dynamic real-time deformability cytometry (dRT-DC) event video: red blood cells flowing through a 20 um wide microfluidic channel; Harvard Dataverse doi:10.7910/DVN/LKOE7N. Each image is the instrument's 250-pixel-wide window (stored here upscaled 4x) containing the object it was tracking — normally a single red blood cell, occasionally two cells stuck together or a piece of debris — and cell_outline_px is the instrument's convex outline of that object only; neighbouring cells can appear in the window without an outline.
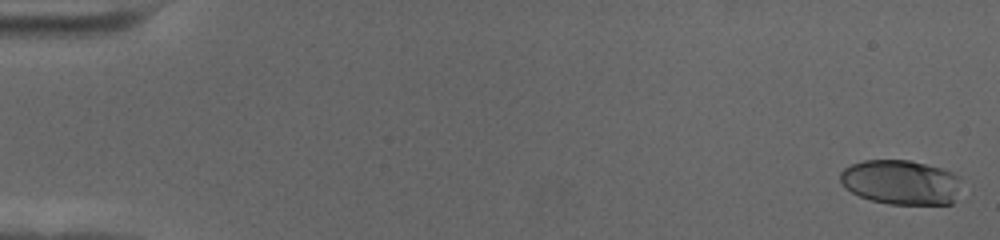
{"species": "human", "species_latin": "Homo sapiens", "temperature_condition": "cold", "stored_images_in_passage": 60, "camera_frame_rate_fps": 3000, "um_per_image_px": 0.085, "donor": {"sex": "female"}, "frame": {"image": 1, "passage_image": 2, "time_ms": 0.333, "image_size_px": [1000, 240], "cell_outline_px": [[960, 176], [952, 204], [888, 204], [872, 200], [860, 196], [844, 188], [840, 180], [840, 172], [844, 168], [852, 164], [864, 160], [908, 160], [940, 168], [952, 172]], "centroid_in_image_um": [76.52, 15.49], "position_along_channel_um": 8.5, "area_um2": 31.21}}
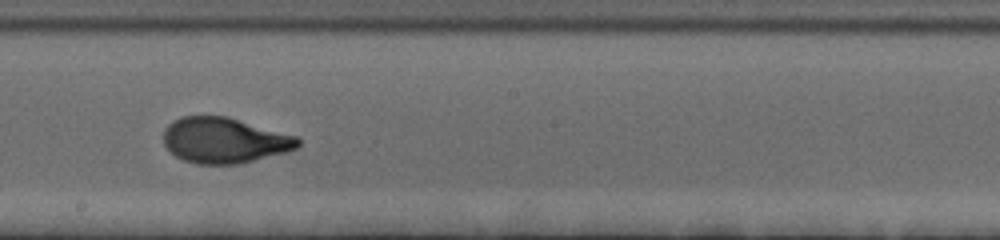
{"frame": {"image": 2, "passage_image": 35, "time_ms": 11.333, "image_size_px": [1000, 240], "cell_outline_px": [[300, 144], [296, 148], [288, 152], [240, 164], [196, 164], [184, 160], [176, 156], [164, 144], [164, 128], [172, 120], [180, 116], [228, 116], [300, 136]], "centroid_in_image_um": [19.12, 11.92], "position_along_channel_um": 229.1, "area_um2": 36.24}}
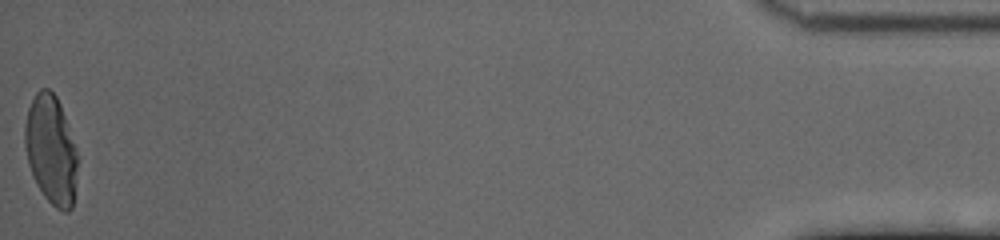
{"frame": {"image": 3, "passage_image": 60, "time_ms": 19.667, "image_size_px": [1000, 240], "cell_outline_px": [[76, 168], [72, 208], [68, 212], [64, 212], [56, 208], [44, 196], [36, 184], [32, 176], [28, 164], [24, 144], [24, 124], [28, 108], [36, 92], [40, 88], [48, 88], [56, 96], [60, 104], [76, 148]], "centroid_in_image_um": [4.3, 12.72], "position_along_channel_um": 430.9, "area_um2": 33.23}, "authors_computed_cell_mechanics": {"area_um2": 33.8419, "velocity_mm_per_s": 3.4874, "shape_relaxation_time_tau1_ms": 4.414, "shape_relaxation_time_tau2_ms": 0.8104, "deformation_change_tau1": 0.2118, "deformation_change_tau2": 0.0634}}